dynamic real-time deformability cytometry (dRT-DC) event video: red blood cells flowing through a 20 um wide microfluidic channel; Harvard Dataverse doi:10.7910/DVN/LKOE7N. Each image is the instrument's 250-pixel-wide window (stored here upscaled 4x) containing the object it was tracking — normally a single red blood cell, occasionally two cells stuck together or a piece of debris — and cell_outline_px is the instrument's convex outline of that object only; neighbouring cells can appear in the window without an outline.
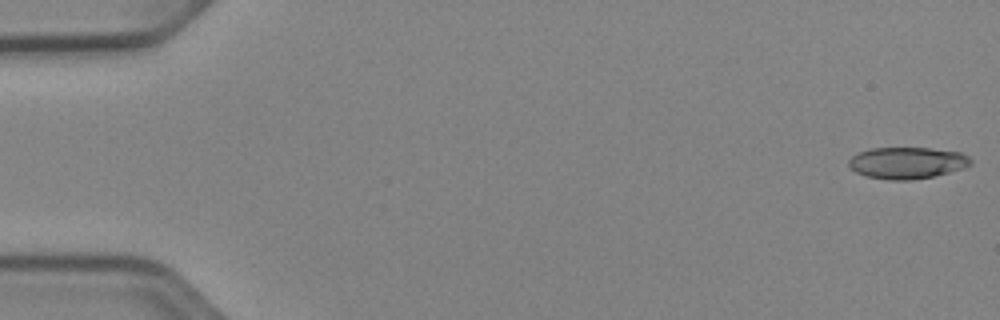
{"species": "Egyptian fruit bat (a non-hibernating species)", "species_latin": "Rousettus aegyptiacus", "temperature_condition": "cold", "stored_images_in_passage": 52, "camera_frame_rate_fps": 3000, "um_per_image_px": 0.085, "animal": {"sex": "female"}, "frame": {"image": 1, "passage_image": 1, "time_ms": 0.0, "image_size_px": [1000, 320], "cell_outline_px": [[972, 164], [948, 172], [932, 176], [912, 180], [888, 180], [868, 176], [856, 172], [848, 164], [848, 160], [852, 156], [860, 152], [872, 148], [928, 148], [960, 152], [968, 156], [972, 160]], "centroid_in_image_um": [77.09, 13.84], "position_along_channel_um": 7.9, "area_um2": 22.2}}
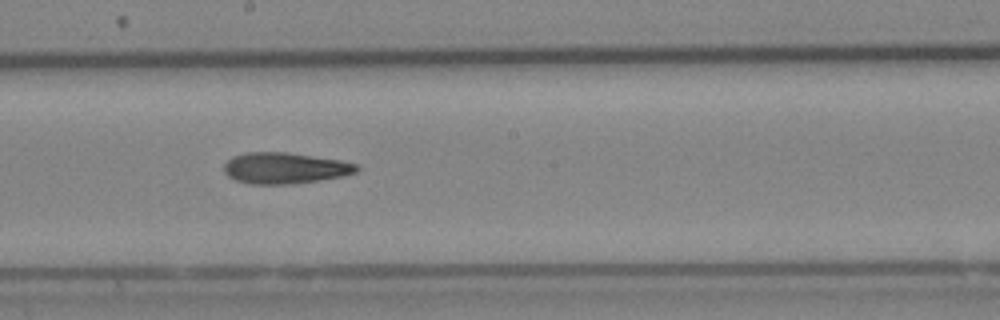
{"frame": {"image": 2, "passage_image": 29, "time_ms": 9.333, "image_size_px": [1000, 320], "cell_outline_px": [[360, 168], [356, 172], [344, 176], [292, 184], [252, 184], [236, 180], [228, 176], [224, 172], [224, 164], [232, 156], [248, 152], [284, 152], [340, 160], [356, 164]], "centroid_in_image_um": [24.2, 14.29], "position_along_channel_um": 224.0, "area_um2": 23.93}}
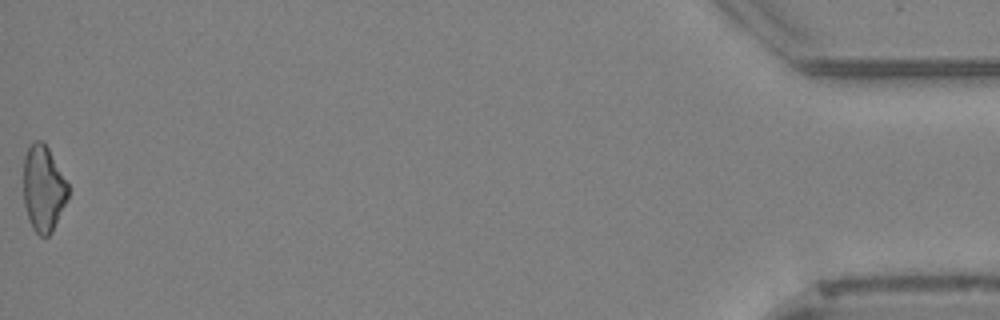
{"frame": {"image": 3, "passage_image": 52, "time_ms": 17.0, "image_size_px": [1000, 320], "cell_outline_px": [[68, 200], [52, 232], [48, 236], [40, 236], [32, 228], [28, 220], [24, 204], [24, 156], [28, 148], [36, 140], [40, 140], [48, 148], [68, 184]], "centroid_in_image_um": [3.69, 16.07], "position_along_channel_um": 431.5, "area_um2": 22.31}, "authors_computed_cell_mechanics": {"area_um2": 23.4668, "velocity_mm_per_s": 3.9552, "shape_relaxation_time_tau1_ms": 10.1749, "shape_relaxation_time_tau2_ms": 9.7879, "deformation_change_tau1": 0.2164, "deformation_change_tau2": 0.2422}}